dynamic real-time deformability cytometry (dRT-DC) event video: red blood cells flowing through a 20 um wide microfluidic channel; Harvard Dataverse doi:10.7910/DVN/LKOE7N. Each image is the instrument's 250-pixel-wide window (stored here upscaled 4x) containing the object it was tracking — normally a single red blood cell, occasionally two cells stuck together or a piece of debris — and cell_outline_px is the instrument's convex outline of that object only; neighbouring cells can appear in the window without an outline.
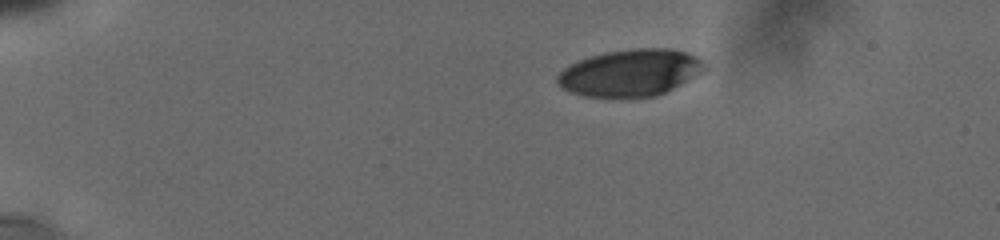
{"species": "human", "species_latin": "Homo sapiens", "temperature_condition": "cold", "stored_images_in_passage": 39, "camera_frame_rate_fps": 3000, "um_per_image_px": 0.085, "donor": {"sex": "male"}, "frame": {"image": 1, "passage_image": 1, "time_ms": 0.0, "image_size_px": [1000, 240], "cell_outline_px": [[708, 68], [704, 72], [656, 96], [584, 96], [572, 92], [564, 88], [556, 80], [556, 76], [564, 68], [580, 60], [592, 56], [608, 52], [636, 48], [668, 48], [684, 52], [696, 56], [708, 64]], "centroid_in_image_um": [53.63, 6.17], "position_along_channel_um": 31.4, "area_um2": 39.59}}
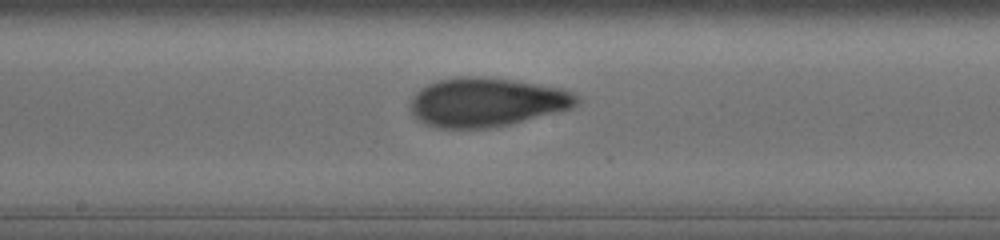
{"frame": {"image": 2, "passage_image": 19, "time_ms": 7.0, "image_size_px": [1000, 240], "cell_outline_px": [[580, 100], [572, 108], [492, 128], [436, 128], [424, 124], [416, 120], [412, 112], [412, 100], [416, 92], [420, 88], [428, 84], [440, 80], [460, 76], [472, 76], [508, 80], [560, 88], [572, 92]], "centroid_in_image_um": [41.31, 8.7], "position_along_channel_um": 206.9, "area_um2": 46.82}}
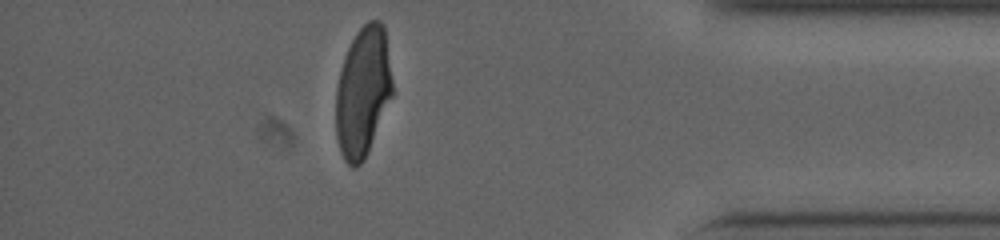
{"frame": {"image": 3, "passage_image": 34, "time_ms": 13.0, "image_size_px": [1000, 240], "cell_outline_px": [[392, 96], [368, 152], [364, 160], [356, 168], [352, 168], [344, 160], [340, 152], [336, 136], [336, 88], [344, 56], [356, 32], [368, 20], [380, 20], [384, 24], [392, 80]], "centroid_in_image_um": [30.84, 7.82], "position_along_channel_um": 404.4, "area_um2": 42.89}, "authors_computed_cell_mechanics": {"area_um2": 44.6216, "velocity_mm_per_s": 3.7779, "shape_relaxation_time_tau1_ms": 5.3592, "shape_relaxation_time_tau2_ms": 1.2434, "deformation_change_tau1": 0.1995, "deformation_change_tau2": 0.0722}}